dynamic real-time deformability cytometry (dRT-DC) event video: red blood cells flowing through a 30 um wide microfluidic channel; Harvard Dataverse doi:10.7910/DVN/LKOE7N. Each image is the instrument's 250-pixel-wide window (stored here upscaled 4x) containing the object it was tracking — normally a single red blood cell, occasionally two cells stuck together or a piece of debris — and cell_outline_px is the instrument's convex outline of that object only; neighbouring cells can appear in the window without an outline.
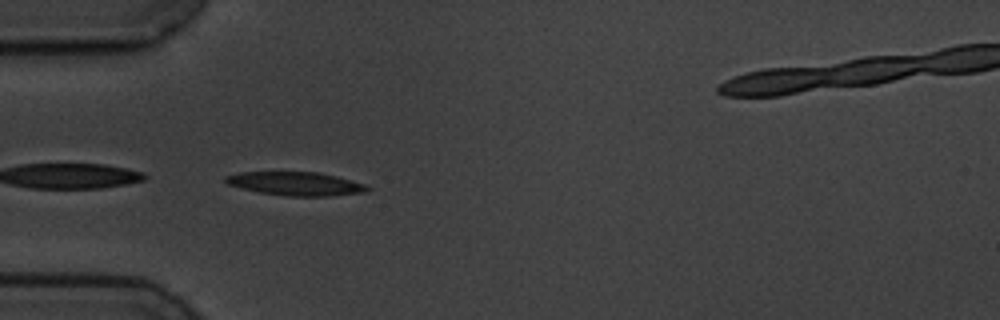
{"species": "common noctule bat (a hibernating species)", "species_latin": "Nyctalus noctula", "temperature_condition": "cold", "stored_images_in_passage": 6, "camera_frame_rate_fps": 3000, "um_per_image_px": 0.085, "animal": {"sex": "male", "body_mass_g": 19.5, "forearm_length_mm": 54.6}, "frame": {"image": 1, "passage_image": 5, "time_ms": 4.667, "image_size_px": [1000, 320], "cell_outline_px": [[372, 188], [368, 192], [328, 196], [288, 196], [260, 192], [228, 184], [224, 180], [224, 176], [240, 172], [320, 172], [336, 176], [364, 184]], "centroid_in_image_um": [25.17, 15.61], "position_along_channel_um": 59.8, "area_um2": 19.36}}